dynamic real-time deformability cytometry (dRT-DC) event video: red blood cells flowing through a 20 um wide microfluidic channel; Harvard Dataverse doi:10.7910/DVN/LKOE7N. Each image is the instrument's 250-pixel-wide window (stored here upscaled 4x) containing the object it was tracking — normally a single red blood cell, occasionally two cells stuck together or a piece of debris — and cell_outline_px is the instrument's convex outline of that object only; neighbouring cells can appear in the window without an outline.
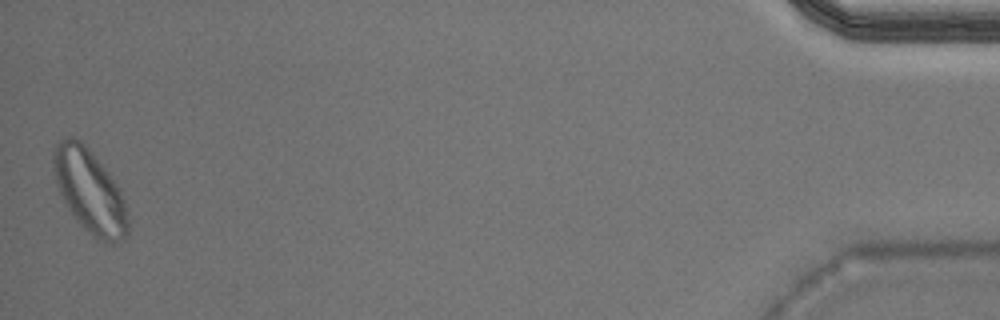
{"species": "Egyptian fruit bat (a non-hibernating species)", "species_latin": "Rousettus aegyptiacus", "temperature_condition": "warm", "stored_images_in_passage": 40, "camera_frame_rate_fps": 3000, "um_per_image_px": 0.085, "animal": {"sex": "male"}, "frame": {"image": 1, "passage_image": 40, "time_ms": 13.0, "image_size_px": [1000, 320], "cell_outline_px": [[128, 232], [124, 240], [112, 244], [104, 244], [96, 240], [76, 220], [68, 208], [56, 184], [52, 160], [52, 152], [56, 144], [64, 136], [72, 136], [80, 140], [84, 144], [108, 172], [120, 192], [124, 200], [128, 216]], "centroid_in_image_um": [7.62, 16.28], "position_along_channel_um": 427.6, "area_um2": 36.3}}